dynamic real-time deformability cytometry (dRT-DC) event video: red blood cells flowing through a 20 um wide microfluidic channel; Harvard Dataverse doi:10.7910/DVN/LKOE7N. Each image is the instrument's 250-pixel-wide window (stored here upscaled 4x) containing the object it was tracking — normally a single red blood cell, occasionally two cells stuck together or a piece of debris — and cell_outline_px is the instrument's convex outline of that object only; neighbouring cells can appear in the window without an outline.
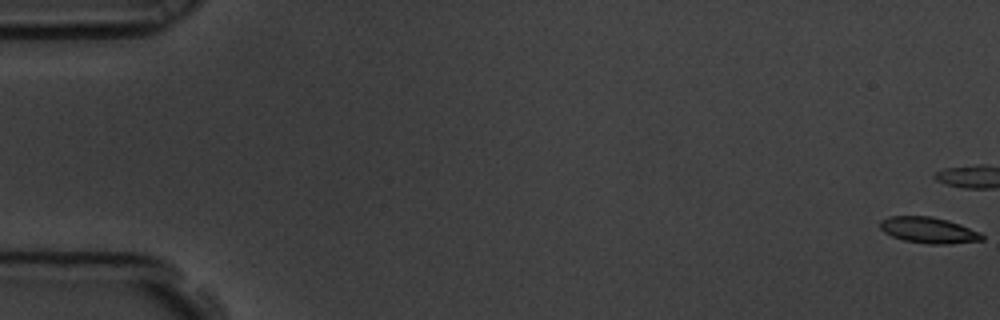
{"species": "common noctule bat (a hibernating species)", "species_latin": "Nyctalus noctula", "temperature_condition": "room temperature", "stored_images_in_passage": 8, "camera_frame_rate_fps": 3000, "um_per_image_px": 0.085, "animal": {"sex": "male", "body_mass_g": 19.5, "forearm_length_mm": 54.6}, "frame": {"image": 1, "passage_image": 1, "time_ms": 0.0, "image_size_px": [1000, 320], "cell_outline_px": [[984, 240], [948, 244], [928, 244], [904, 240], [892, 236], [884, 232], [880, 228], [880, 220], [888, 216], [932, 216], [948, 220], [960, 224], [980, 232], [984, 236]], "centroid_in_image_um": [78.93, 19.56], "position_along_channel_um": 6.1, "area_um2": 15.55}}
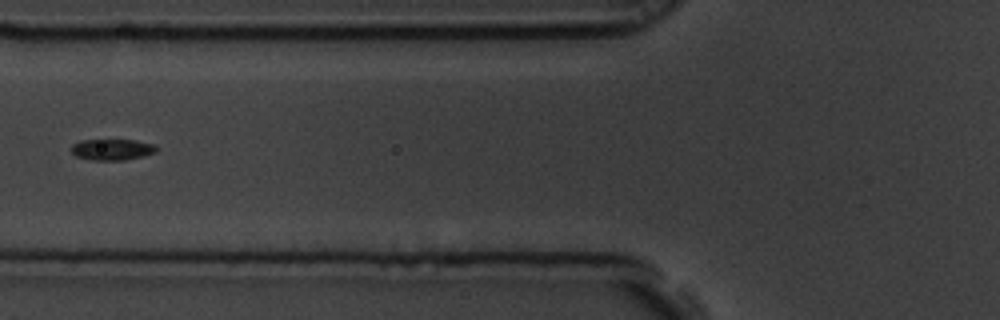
{"frame": {"image": 2, "passage_image": 8, "time_ms": 2.333, "image_size_px": [1000, 320], "cell_outline_px": [[156, 152], [144, 156], [124, 160], [92, 160], [76, 156], [72, 152], [72, 144], [80, 140], [136, 140], [156, 144]], "centroid_in_image_um": [9.55, 12.7], "position_along_channel_um": 116.2, "area_um2": 10.52}}